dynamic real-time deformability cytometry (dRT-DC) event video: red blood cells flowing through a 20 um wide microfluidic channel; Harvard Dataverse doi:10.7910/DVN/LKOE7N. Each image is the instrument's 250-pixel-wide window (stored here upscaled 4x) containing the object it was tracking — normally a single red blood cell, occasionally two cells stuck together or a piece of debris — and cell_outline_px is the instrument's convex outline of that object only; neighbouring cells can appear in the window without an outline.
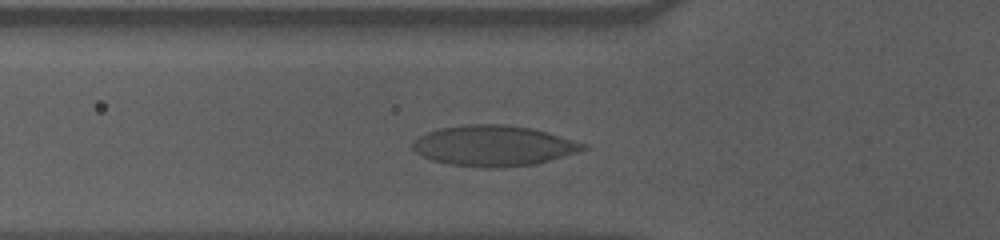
{"species": "human", "species_latin": "Homo sapiens", "temperature_condition": "cold", "stored_images_in_passage": 37, "camera_frame_rate_fps": 3000, "um_per_image_px": 0.085, "donor": {"sex": "male"}, "frame": {"image": 1, "passage_image": 10, "time_ms": 3.0, "image_size_px": [1000, 240], "cell_outline_px": [[588, 148], [576, 152], [536, 164], [500, 168], [484, 168], [448, 164], [432, 160], [420, 156], [412, 148], [412, 144], [420, 136], [428, 132], [440, 128], [464, 124], [504, 124], [532, 128], [548, 132], [588, 144]], "centroid_in_image_um": [41.96, 12.39], "position_along_channel_um": 83.8, "area_um2": 40.46}}
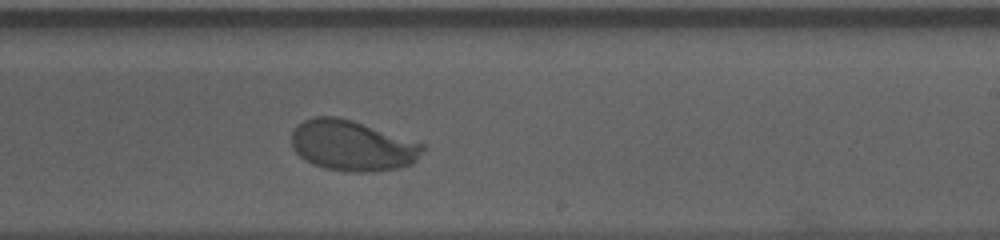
{"frame": {"image": 2, "passage_image": 25, "time_ms": 8.0, "image_size_px": [1000, 240], "cell_outline_px": [[428, 144], [416, 160], [412, 164], [400, 168], [376, 172], [344, 172], [324, 168], [312, 164], [304, 160], [292, 148], [292, 132], [304, 120], [316, 116], [340, 116]], "centroid_in_image_um": [29.99, 12.39], "position_along_channel_um": 259.0, "area_um2": 39.25}}
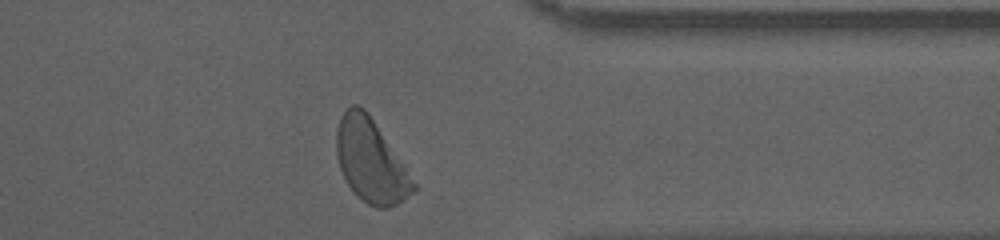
{"frame": {"image": 3, "passage_image": 36, "time_ms": 11.667, "image_size_px": [1000, 240], "cell_outline_px": [[416, 192], [396, 204], [388, 208], [376, 208], [368, 204], [356, 196], [348, 184], [340, 168], [336, 152], [336, 132], [340, 120], [344, 112], [352, 104], [360, 104], [368, 112], [416, 184]], "centroid_in_image_um": [31.5, 13.69], "position_along_channel_um": 379.9, "area_um2": 36.76}, "authors_computed_cell_mechanics": {"area_um2": 38.6682, "velocity_mm_per_s": 3.4968, "shape_relaxation_time_tau1_ms": 5.0773, "shape_relaxation_time_tau2_ms": null, "deformation_change_tau1": 0.1957, "deformation_change_tau2": null}}